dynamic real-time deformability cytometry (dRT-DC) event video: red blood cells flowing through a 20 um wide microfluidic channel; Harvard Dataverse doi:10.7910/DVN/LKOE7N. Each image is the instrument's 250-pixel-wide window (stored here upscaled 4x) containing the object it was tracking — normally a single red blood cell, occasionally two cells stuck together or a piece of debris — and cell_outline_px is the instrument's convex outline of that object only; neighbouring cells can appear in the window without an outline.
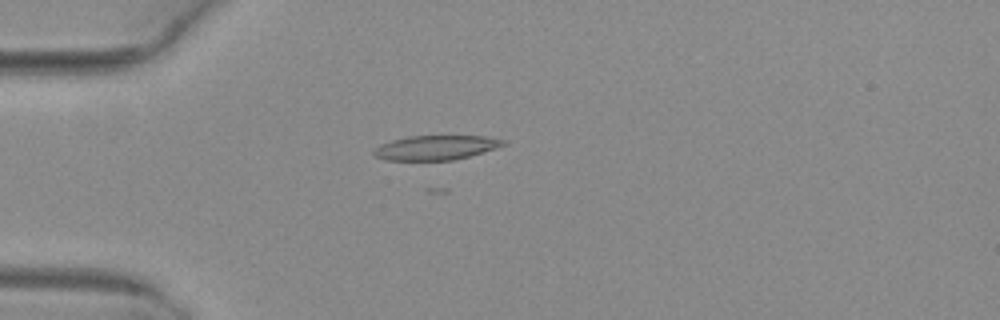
{"species": "common noctule bat (a hibernating species)", "species_latin": "Nyctalus noctula", "temperature_condition": "warm", "stored_images_in_passage": 4, "camera_frame_rate_fps": 3000, "um_per_image_px": 0.085, "animal": {"sex": "female", "body_mass_g": 29.2, "forearm_length_mm": 56.3}, "frame": {"image": 1, "passage_image": 4, "time_ms": 1.0, "image_size_px": [1000, 320], "cell_outline_px": [[508, 144], [496, 148], [468, 156], [452, 160], [384, 160], [372, 156], [372, 152], [380, 144], [392, 140], [408, 136], [484, 136], [504, 140]], "centroid_in_image_um": [37.0, 12.55], "position_along_channel_um": 48.0, "area_um2": 18.44}}